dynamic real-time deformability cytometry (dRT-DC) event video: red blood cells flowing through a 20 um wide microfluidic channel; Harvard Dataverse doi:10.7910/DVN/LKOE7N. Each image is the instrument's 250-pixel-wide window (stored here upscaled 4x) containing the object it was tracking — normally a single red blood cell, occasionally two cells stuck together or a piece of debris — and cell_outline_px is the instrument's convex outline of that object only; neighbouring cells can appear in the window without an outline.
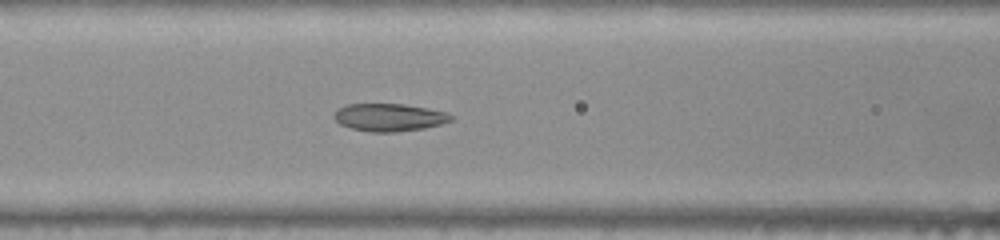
{"species": "common noctule bat (a hibernating species)", "species_latin": "Nyctalus noctula", "temperature_condition": "warm", "stored_images_in_passage": 40, "camera_frame_rate_fps": 3000, "um_per_image_px": 0.085, "animal": {"sex": "female", "body_mass_g": 22.0, "forearm_length_mm": 56.7}, "frame": {"image": 1, "passage_image": 10, "time_ms": 3.0, "image_size_px": [1000, 240], "cell_outline_px": [[452, 120], [440, 124], [424, 128], [396, 132], [368, 132], [352, 128], [340, 124], [332, 116], [340, 108], [348, 104], [404, 104], [428, 108], [448, 112], [452, 116]], "centroid_in_image_um": [33.1, 9.98], "position_along_channel_um": 133.5, "area_um2": 18.79}}
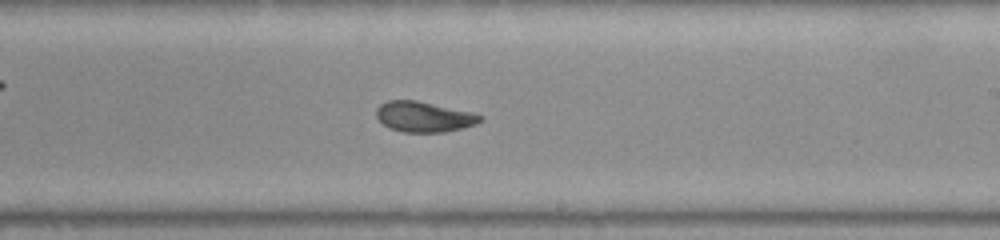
{"frame": {"image": 2, "passage_image": 19, "time_ms": 6.0, "image_size_px": [1000, 240], "cell_outline_px": [[484, 120], [476, 124], [444, 132], [404, 132], [388, 128], [376, 116], [376, 108], [380, 104], [388, 100], [416, 100], [472, 112], [484, 116]], "centroid_in_image_um": [36.04, 9.92], "position_along_channel_um": 253.0, "area_um2": 18.44}}
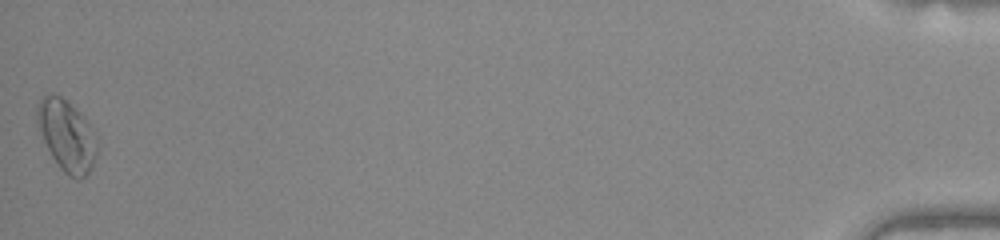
{"frame": {"image": 3, "passage_image": 40, "time_ms": 13.0, "image_size_px": [1000, 240], "cell_outline_px": [[100, 148], [92, 168], [80, 180], [76, 180], [68, 176], [60, 168], [52, 156], [44, 140], [36, 120], [36, 108], [40, 100], [44, 96], [60, 96], [84, 116], [100, 136]], "centroid_in_image_um": [5.77, 11.58], "position_along_channel_um": 429.4, "area_um2": 25.2}, "authors_computed_cell_mechanics": {"area_um2": 18.8428, "velocity_mm_per_s": 3.9931, "shape_relaxation_time_tau1_ms": null, "shape_relaxation_time_tau2_ms": 1.5431, "deformation_change_tau1": null, "deformation_change_tau2": 0.0693}}